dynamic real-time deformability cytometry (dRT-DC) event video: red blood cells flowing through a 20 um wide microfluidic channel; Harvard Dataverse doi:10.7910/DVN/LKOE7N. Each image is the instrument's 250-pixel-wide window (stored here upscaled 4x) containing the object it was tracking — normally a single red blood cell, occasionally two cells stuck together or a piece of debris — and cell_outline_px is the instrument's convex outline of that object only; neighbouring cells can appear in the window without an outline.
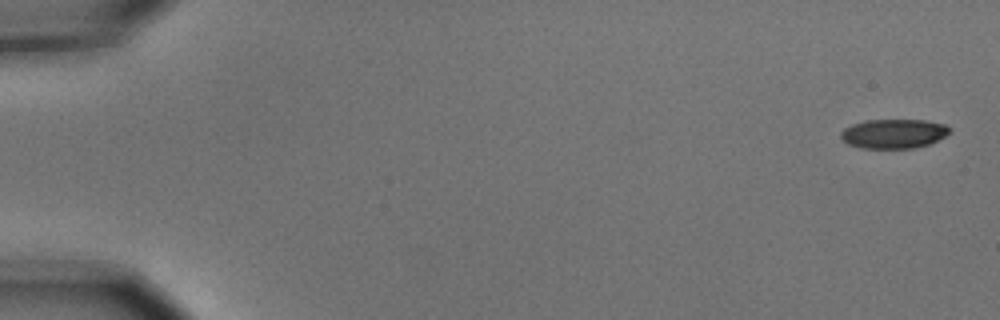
{"species": "common noctule bat (a hibernating species)", "species_latin": "Nyctalus noctula", "temperature_condition": "cold", "stored_images_in_passage": 5, "camera_frame_rate_fps": 3000, "um_per_image_px": 0.085, "animal": {"sex": "male", "body_mass_g": 15.6}, "frame": {"image": 1, "passage_image": 1, "time_ms": 0.0, "image_size_px": [1000, 320], "cell_outline_px": [[952, 132], [928, 144], [912, 148], [860, 148], [848, 144], [840, 136], [840, 132], [844, 128], [852, 124], [868, 120], [924, 120], [944, 124]], "centroid_in_image_um": [75.93, 11.36], "position_along_channel_um": 9.1, "area_um2": 18.44}}
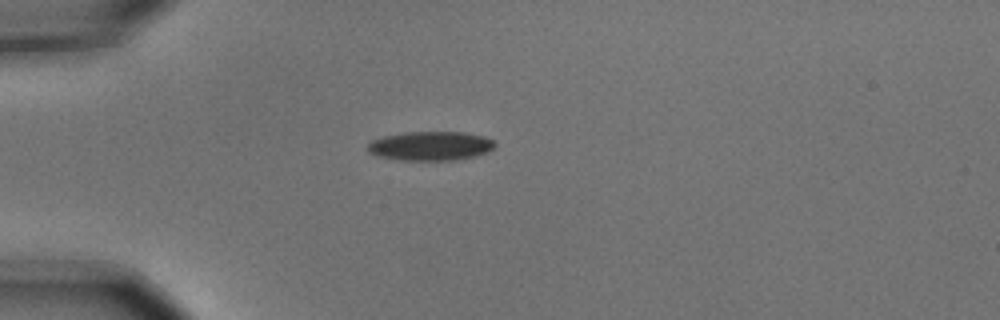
{"frame": {"image": 2, "passage_image": 5, "time_ms": 1.333, "image_size_px": [1000, 320], "cell_outline_px": [[496, 144], [488, 152], [476, 156], [452, 160], [400, 160], [376, 156], [368, 152], [368, 144], [372, 140], [384, 136], [404, 132], [464, 132], [484, 136], [492, 140]], "centroid_in_image_um": [36.58, 12.4], "position_along_channel_um": 48.4, "area_um2": 21.62}}